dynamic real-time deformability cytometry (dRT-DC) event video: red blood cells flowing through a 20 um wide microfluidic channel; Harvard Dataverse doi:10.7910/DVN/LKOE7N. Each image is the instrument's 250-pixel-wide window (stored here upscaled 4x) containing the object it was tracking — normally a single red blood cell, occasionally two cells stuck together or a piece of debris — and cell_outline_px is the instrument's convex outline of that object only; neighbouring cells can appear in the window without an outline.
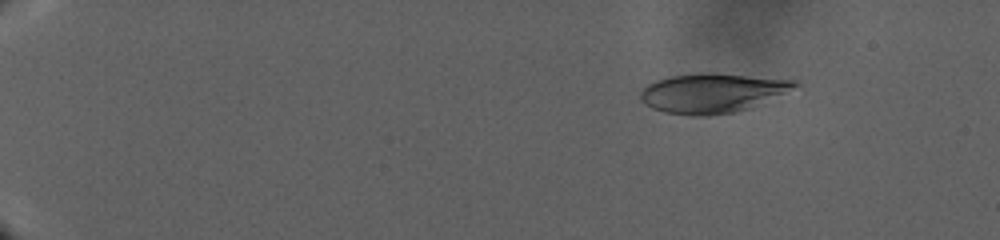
{"species": "human", "species_latin": "Homo sapiens", "temperature_condition": "warm", "stored_images_in_passage": 29, "camera_frame_rate_fps": 3000, "um_per_image_px": 0.085, "donor": {"sex": "male"}, "frame": {"image": 1, "passage_image": 10, "time_ms": 7.0, "image_size_px": [1000, 240], "cell_outline_px": [[800, 84], [748, 108], [736, 112], [708, 116], [692, 116], [664, 112], [652, 108], [644, 104], [640, 100], [640, 92], [648, 84], [656, 80], [672, 76], [700, 72], [712, 72], [800, 80]], "centroid_in_image_um": [60.48, 7.89], "position_along_channel_um": 24.5, "area_um2": 35.37}}
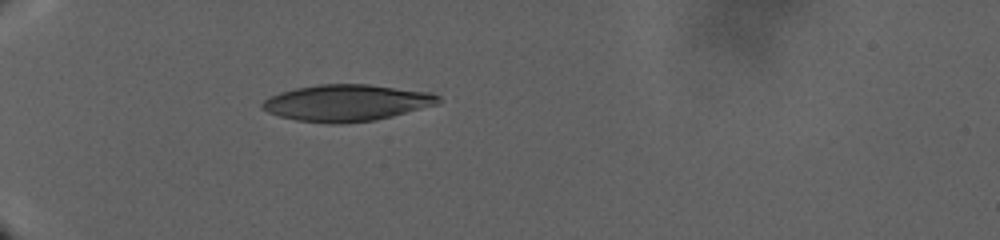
{"frame": {"image": 2, "passage_image": 29, "time_ms": 17.0, "image_size_px": [1000, 240], "cell_outline_px": [[444, 100], [440, 104], [376, 120], [340, 124], [328, 124], [296, 120], [280, 116], [268, 112], [260, 108], [260, 104], [268, 96], [280, 92], [296, 88], [320, 84], [368, 84], [432, 92], [440, 96]], "centroid_in_image_um": [29.49, 8.74], "position_along_channel_um": 55.5, "area_um2": 37.97}}